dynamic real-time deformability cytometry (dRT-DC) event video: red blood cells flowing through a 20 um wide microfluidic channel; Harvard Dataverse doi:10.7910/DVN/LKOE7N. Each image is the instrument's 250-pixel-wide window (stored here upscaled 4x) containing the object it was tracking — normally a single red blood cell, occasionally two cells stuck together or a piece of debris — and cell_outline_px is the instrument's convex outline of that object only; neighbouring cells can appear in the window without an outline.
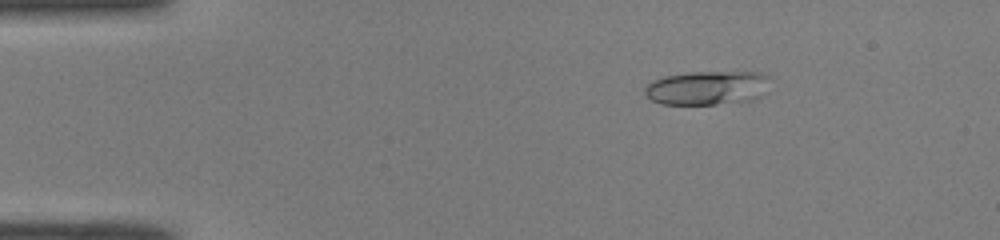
{"species": "common noctule bat (a hibernating species)", "species_latin": "Nyctalus noctula", "temperature_condition": "room temperature", "stored_images_in_passage": 44, "camera_frame_rate_fps": 3000, "um_per_image_px": 0.085, "animal": {"sex": "male", "body_mass_g": 19.0, "forearm_length_mm": 50.8}, "frame": {"image": 1, "passage_image": 3, "time_ms": 0.667, "image_size_px": [1000, 240], "cell_outline_px": [[776, 80], [760, 96], [752, 100], [716, 104], [660, 104], [644, 96], [644, 88], [652, 80], [664, 76], [692, 72], [760, 72], [772, 76]], "centroid_in_image_um": [60.19, 7.45], "position_along_channel_um": 24.8, "area_um2": 25.37}}
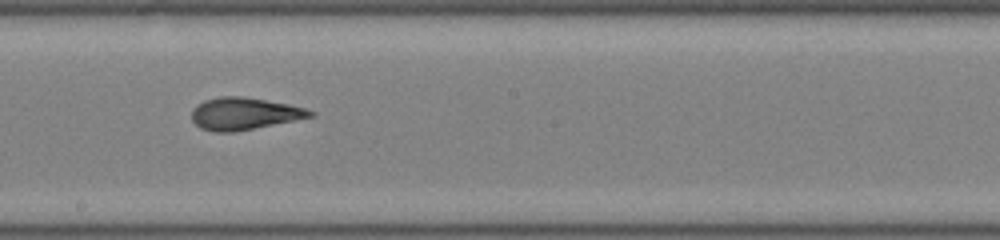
{"frame": {"image": 2, "passage_image": 23, "time_ms": 7.333, "image_size_px": [1000, 240], "cell_outline_px": [[316, 116], [232, 132], [216, 132], [200, 128], [192, 120], [192, 108], [196, 104], [204, 100], [220, 96], [244, 96], [288, 104], [304, 108], [316, 112]], "centroid_in_image_um": [20.74, 9.65], "position_along_channel_um": 227.5, "area_um2": 22.2}}
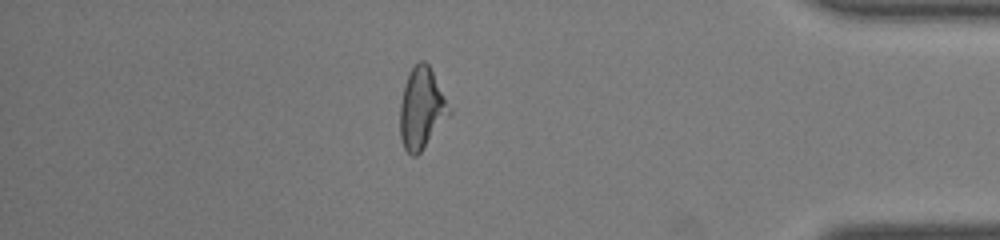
{"frame": {"image": 3, "passage_image": 38, "time_ms": 12.333, "image_size_px": [1000, 240], "cell_outline_px": [[452, 112], [420, 152], [416, 156], [412, 156], [404, 148], [400, 136], [400, 104], [404, 84], [408, 72], [420, 60], [424, 60], [428, 64]], "centroid_in_image_um": [35.81, 9.22], "position_along_channel_um": 399.4, "area_um2": 22.89}, "authors_computed_cell_mechanics": {"area_um2": 22.3686, "velocity_mm_per_s": 4.1308, "shape_relaxation_time_tau1_ms": 6.9061, "shape_relaxation_time_tau2_ms": 1.5886, "deformation_change_tau1": 0.2312, "deformation_change_tau2": 0.0983}}